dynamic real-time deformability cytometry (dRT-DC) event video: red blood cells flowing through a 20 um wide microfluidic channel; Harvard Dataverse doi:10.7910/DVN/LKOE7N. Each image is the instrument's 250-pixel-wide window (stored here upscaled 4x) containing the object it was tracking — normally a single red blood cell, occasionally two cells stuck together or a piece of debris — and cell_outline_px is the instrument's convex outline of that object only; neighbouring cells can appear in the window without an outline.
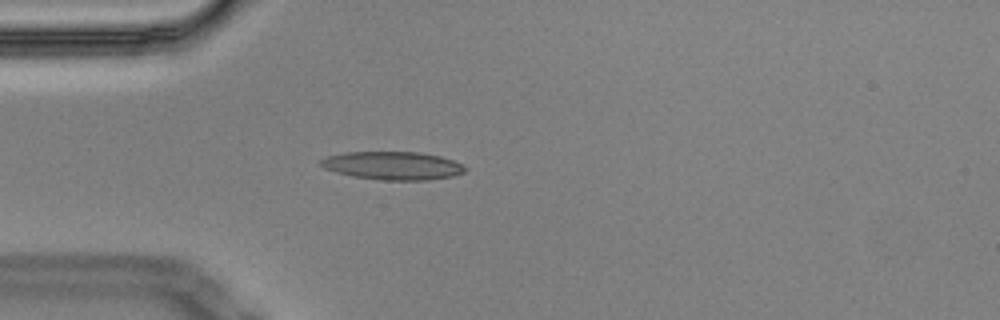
{"species": "Egyptian fruit bat (a non-hibernating species)", "species_latin": "Rousettus aegyptiacus", "temperature_condition": "cold", "stored_images_in_passage": 2, "camera_frame_rate_fps": 3000, "um_per_image_px": 0.085, "animal": {"sex": "male"}, "frame": {"image": 1, "passage_image": 2, "time_ms": 0.333, "image_size_px": [1000, 320], "cell_outline_px": [[468, 168], [464, 172], [452, 176], [428, 180], [380, 180], [352, 176], [336, 172], [324, 168], [320, 164], [320, 160], [328, 156], [344, 152], [420, 152], [440, 156], [452, 160]], "centroid_in_image_um": [33.38, 14.08], "position_along_channel_um": 51.6, "area_um2": 23.64}}